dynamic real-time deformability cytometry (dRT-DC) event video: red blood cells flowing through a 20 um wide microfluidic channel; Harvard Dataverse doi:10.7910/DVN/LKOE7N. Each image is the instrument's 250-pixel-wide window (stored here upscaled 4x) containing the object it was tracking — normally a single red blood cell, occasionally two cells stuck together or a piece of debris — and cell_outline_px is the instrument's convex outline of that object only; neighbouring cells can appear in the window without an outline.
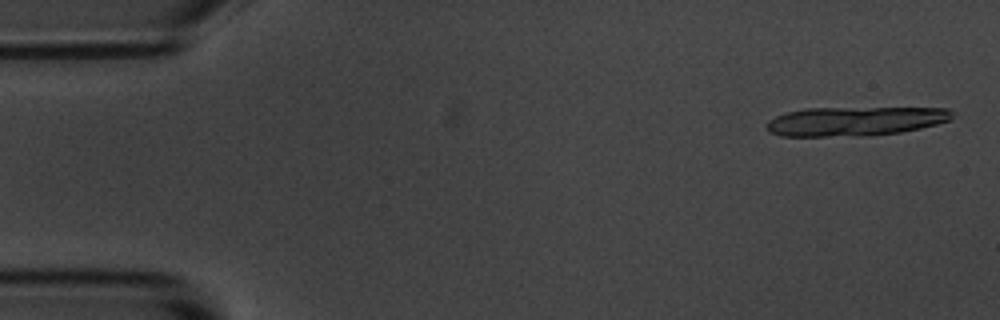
{"species": "common noctule bat (a hibernating species)", "species_latin": "Nyctalus noctula", "temperature_condition": "room temperature", "stored_images_in_passage": 6, "camera_frame_rate_fps": 3000, "um_per_image_px": 0.085, "animal": {"sex": "male", "body_mass_g": 20.1, "forearm_length_mm": 53.5}, "frame": {"image": 1, "passage_image": 1, "time_ms": 0.0, "image_size_px": [1000, 320], "cell_outline_px": [[952, 120], [920, 128], [900, 132], [860, 136], [780, 136], [772, 132], [764, 124], [768, 120], [776, 116], [788, 112], [804, 108], [948, 108], [952, 112]], "centroid_in_image_um": [72.67, 10.3], "position_along_channel_um": 12.3, "area_um2": 31.44}}